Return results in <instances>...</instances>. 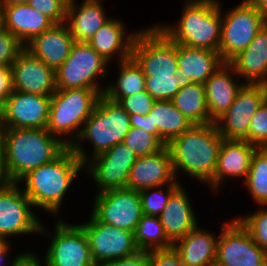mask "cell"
<instances>
[{"label": "cell", "instance_id": "obj_1", "mask_svg": "<svg viewBox=\"0 0 267 266\" xmlns=\"http://www.w3.org/2000/svg\"><path fill=\"white\" fill-rule=\"evenodd\" d=\"M80 173H84V164L68 147L54 161L29 171L17 183L36 211L45 210V214L59 219L63 218L64 199Z\"/></svg>", "mask_w": 267, "mask_h": 266}, {"label": "cell", "instance_id": "obj_2", "mask_svg": "<svg viewBox=\"0 0 267 266\" xmlns=\"http://www.w3.org/2000/svg\"><path fill=\"white\" fill-rule=\"evenodd\" d=\"M223 137L215 122L192 125L180 136L173 138L166 146L169 149L177 180L187 176L206 185L212 194V177L217 166ZM180 175V176H179Z\"/></svg>", "mask_w": 267, "mask_h": 266}, {"label": "cell", "instance_id": "obj_3", "mask_svg": "<svg viewBox=\"0 0 267 266\" xmlns=\"http://www.w3.org/2000/svg\"><path fill=\"white\" fill-rule=\"evenodd\" d=\"M0 145L12 182H18L29 171L54 161L68 148L46 129L4 128Z\"/></svg>", "mask_w": 267, "mask_h": 266}, {"label": "cell", "instance_id": "obj_4", "mask_svg": "<svg viewBox=\"0 0 267 266\" xmlns=\"http://www.w3.org/2000/svg\"><path fill=\"white\" fill-rule=\"evenodd\" d=\"M177 23L155 24L175 43L219 52L222 14L221 1L182 0Z\"/></svg>", "mask_w": 267, "mask_h": 266}, {"label": "cell", "instance_id": "obj_5", "mask_svg": "<svg viewBox=\"0 0 267 266\" xmlns=\"http://www.w3.org/2000/svg\"><path fill=\"white\" fill-rule=\"evenodd\" d=\"M130 128L129 114L117 102L102 94L78 138L69 148L85 164L117 143H122ZM86 143L93 146L91 152L86 149Z\"/></svg>", "mask_w": 267, "mask_h": 266}, {"label": "cell", "instance_id": "obj_6", "mask_svg": "<svg viewBox=\"0 0 267 266\" xmlns=\"http://www.w3.org/2000/svg\"><path fill=\"white\" fill-rule=\"evenodd\" d=\"M101 94L95 89H57L51 96L46 130L70 147L78 138Z\"/></svg>", "mask_w": 267, "mask_h": 266}, {"label": "cell", "instance_id": "obj_7", "mask_svg": "<svg viewBox=\"0 0 267 266\" xmlns=\"http://www.w3.org/2000/svg\"><path fill=\"white\" fill-rule=\"evenodd\" d=\"M110 65L88 42H75L68 58L55 71L56 89L89 88L102 95L104 80L112 73Z\"/></svg>", "mask_w": 267, "mask_h": 266}, {"label": "cell", "instance_id": "obj_8", "mask_svg": "<svg viewBox=\"0 0 267 266\" xmlns=\"http://www.w3.org/2000/svg\"><path fill=\"white\" fill-rule=\"evenodd\" d=\"M53 225L54 229L50 230L42 223L39 234L42 238L46 237L48 243L43 253L45 266H96L91 257L88 238L76 222L73 224V221L59 218L55 219Z\"/></svg>", "mask_w": 267, "mask_h": 266}, {"label": "cell", "instance_id": "obj_9", "mask_svg": "<svg viewBox=\"0 0 267 266\" xmlns=\"http://www.w3.org/2000/svg\"><path fill=\"white\" fill-rule=\"evenodd\" d=\"M222 14V31L219 53L224 62H230L244 51L258 32L267 24V16L243 0ZM226 10V11H225Z\"/></svg>", "mask_w": 267, "mask_h": 266}, {"label": "cell", "instance_id": "obj_10", "mask_svg": "<svg viewBox=\"0 0 267 266\" xmlns=\"http://www.w3.org/2000/svg\"><path fill=\"white\" fill-rule=\"evenodd\" d=\"M131 57L145 76H176L178 73L177 43L155 23L146 26L135 37Z\"/></svg>", "mask_w": 267, "mask_h": 266}, {"label": "cell", "instance_id": "obj_11", "mask_svg": "<svg viewBox=\"0 0 267 266\" xmlns=\"http://www.w3.org/2000/svg\"><path fill=\"white\" fill-rule=\"evenodd\" d=\"M35 210V211H34ZM17 182L0 190V240L39 236L43 221Z\"/></svg>", "mask_w": 267, "mask_h": 266}, {"label": "cell", "instance_id": "obj_12", "mask_svg": "<svg viewBox=\"0 0 267 266\" xmlns=\"http://www.w3.org/2000/svg\"><path fill=\"white\" fill-rule=\"evenodd\" d=\"M224 221L220 223L215 265L267 266V253L240 221L236 217Z\"/></svg>", "mask_w": 267, "mask_h": 266}, {"label": "cell", "instance_id": "obj_13", "mask_svg": "<svg viewBox=\"0 0 267 266\" xmlns=\"http://www.w3.org/2000/svg\"><path fill=\"white\" fill-rule=\"evenodd\" d=\"M88 220L77 222L88 238L91 257L96 266L132 256L139 252L133 232L104 224L92 213Z\"/></svg>", "mask_w": 267, "mask_h": 266}, {"label": "cell", "instance_id": "obj_14", "mask_svg": "<svg viewBox=\"0 0 267 266\" xmlns=\"http://www.w3.org/2000/svg\"><path fill=\"white\" fill-rule=\"evenodd\" d=\"M137 158L128 146L117 143L106 152L89 159L84 164V173L80 176L87 175V178L94 181L93 184L97 186L95 194L124 189L130 169Z\"/></svg>", "mask_w": 267, "mask_h": 266}, {"label": "cell", "instance_id": "obj_15", "mask_svg": "<svg viewBox=\"0 0 267 266\" xmlns=\"http://www.w3.org/2000/svg\"><path fill=\"white\" fill-rule=\"evenodd\" d=\"M95 195L91 213L100 222L134 232L144 215L138 191L124 188Z\"/></svg>", "mask_w": 267, "mask_h": 266}, {"label": "cell", "instance_id": "obj_16", "mask_svg": "<svg viewBox=\"0 0 267 266\" xmlns=\"http://www.w3.org/2000/svg\"><path fill=\"white\" fill-rule=\"evenodd\" d=\"M267 98V85L244 84L228 110L215 121L224 139L249 142V126L259 106Z\"/></svg>", "mask_w": 267, "mask_h": 266}, {"label": "cell", "instance_id": "obj_17", "mask_svg": "<svg viewBox=\"0 0 267 266\" xmlns=\"http://www.w3.org/2000/svg\"><path fill=\"white\" fill-rule=\"evenodd\" d=\"M51 96L14 90L3 104L4 128L46 129Z\"/></svg>", "mask_w": 267, "mask_h": 266}, {"label": "cell", "instance_id": "obj_18", "mask_svg": "<svg viewBox=\"0 0 267 266\" xmlns=\"http://www.w3.org/2000/svg\"><path fill=\"white\" fill-rule=\"evenodd\" d=\"M256 149L246 140L223 139L212 177L213 196L219 195L224 186L230 187L231 180L243 178L245 181Z\"/></svg>", "mask_w": 267, "mask_h": 266}, {"label": "cell", "instance_id": "obj_19", "mask_svg": "<svg viewBox=\"0 0 267 266\" xmlns=\"http://www.w3.org/2000/svg\"><path fill=\"white\" fill-rule=\"evenodd\" d=\"M10 67L16 91L52 96L57 90L55 70L25 48Z\"/></svg>", "mask_w": 267, "mask_h": 266}, {"label": "cell", "instance_id": "obj_20", "mask_svg": "<svg viewBox=\"0 0 267 266\" xmlns=\"http://www.w3.org/2000/svg\"><path fill=\"white\" fill-rule=\"evenodd\" d=\"M182 183L176 178L169 149L165 146L155 154L137 158L130 169L126 188L140 191L145 188Z\"/></svg>", "mask_w": 267, "mask_h": 266}, {"label": "cell", "instance_id": "obj_21", "mask_svg": "<svg viewBox=\"0 0 267 266\" xmlns=\"http://www.w3.org/2000/svg\"><path fill=\"white\" fill-rule=\"evenodd\" d=\"M125 23L111 17L91 38L88 44L109 63L127 60L140 29L127 30Z\"/></svg>", "mask_w": 267, "mask_h": 266}, {"label": "cell", "instance_id": "obj_22", "mask_svg": "<svg viewBox=\"0 0 267 266\" xmlns=\"http://www.w3.org/2000/svg\"><path fill=\"white\" fill-rule=\"evenodd\" d=\"M177 63L176 79L181 88L192 83L204 84L224 61L217 51L177 43Z\"/></svg>", "mask_w": 267, "mask_h": 266}, {"label": "cell", "instance_id": "obj_23", "mask_svg": "<svg viewBox=\"0 0 267 266\" xmlns=\"http://www.w3.org/2000/svg\"><path fill=\"white\" fill-rule=\"evenodd\" d=\"M184 184H181L170 196L167 206L160 214L159 219L168 239L174 244L193 230L200 220L196 217V210L186 192Z\"/></svg>", "mask_w": 267, "mask_h": 266}, {"label": "cell", "instance_id": "obj_24", "mask_svg": "<svg viewBox=\"0 0 267 266\" xmlns=\"http://www.w3.org/2000/svg\"><path fill=\"white\" fill-rule=\"evenodd\" d=\"M244 84L229 62H224L204 83L209 117L214 122L232 105Z\"/></svg>", "mask_w": 267, "mask_h": 266}, {"label": "cell", "instance_id": "obj_25", "mask_svg": "<svg viewBox=\"0 0 267 266\" xmlns=\"http://www.w3.org/2000/svg\"><path fill=\"white\" fill-rule=\"evenodd\" d=\"M75 40L66 23L54 24L24 47L55 71L68 58Z\"/></svg>", "mask_w": 267, "mask_h": 266}, {"label": "cell", "instance_id": "obj_26", "mask_svg": "<svg viewBox=\"0 0 267 266\" xmlns=\"http://www.w3.org/2000/svg\"><path fill=\"white\" fill-rule=\"evenodd\" d=\"M1 26L25 46L55 23L28 4L0 6Z\"/></svg>", "mask_w": 267, "mask_h": 266}, {"label": "cell", "instance_id": "obj_27", "mask_svg": "<svg viewBox=\"0 0 267 266\" xmlns=\"http://www.w3.org/2000/svg\"><path fill=\"white\" fill-rule=\"evenodd\" d=\"M103 0L69 1L66 21L75 42H89L93 35L111 18Z\"/></svg>", "mask_w": 267, "mask_h": 266}, {"label": "cell", "instance_id": "obj_28", "mask_svg": "<svg viewBox=\"0 0 267 266\" xmlns=\"http://www.w3.org/2000/svg\"><path fill=\"white\" fill-rule=\"evenodd\" d=\"M197 225L173 244L184 266H214L219 234Z\"/></svg>", "mask_w": 267, "mask_h": 266}, {"label": "cell", "instance_id": "obj_29", "mask_svg": "<svg viewBox=\"0 0 267 266\" xmlns=\"http://www.w3.org/2000/svg\"><path fill=\"white\" fill-rule=\"evenodd\" d=\"M229 63L245 84L267 85V24Z\"/></svg>", "mask_w": 267, "mask_h": 266}, {"label": "cell", "instance_id": "obj_30", "mask_svg": "<svg viewBox=\"0 0 267 266\" xmlns=\"http://www.w3.org/2000/svg\"><path fill=\"white\" fill-rule=\"evenodd\" d=\"M148 115L151 134H154L165 146L192 126L171 100H156Z\"/></svg>", "mask_w": 267, "mask_h": 266}, {"label": "cell", "instance_id": "obj_31", "mask_svg": "<svg viewBox=\"0 0 267 266\" xmlns=\"http://www.w3.org/2000/svg\"><path fill=\"white\" fill-rule=\"evenodd\" d=\"M118 73L115 80L106 83L103 95L118 102L125 96L145 91V75L137 62L130 57L127 60L116 63Z\"/></svg>", "mask_w": 267, "mask_h": 266}, {"label": "cell", "instance_id": "obj_32", "mask_svg": "<svg viewBox=\"0 0 267 266\" xmlns=\"http://www.w3.org/2000/svg\"><path fill=\"white\" fill-rule=\"evenodd\" d=\"M171 101L192 125L214 122L209 117L205 86L202 83H192L181 87Z\"/></svg>", "mask_w": 267, "mask_h": 266}, {"label": "cell", "instance_id": "obj_33", "mask_svg": "<svg viewBox=\"0 0 267 266\" xmlns=\"http://www.w3.org/2000/svg\"><path fill=\"white\" fill-rule=\"evenodd\" d=\"M133 235L138 250L142 252L169 249L173 246L164 231L159 217L143 215Z\"/></svg>", "mask_w": 267, "mask_h": 266}, {"label": "cell", "instance_id": "obj_34", "mask_svg": "<svg viewBox=\"0 0 267 266\" xmlns=\"http://www.w3.org/2000/svg\"><path fill=\"white\" fill-rule=\"evenodd\" d=\"M243 183L255 205H267V148L256 149Z\"/></svg>", "mask_w": 267, "mask_h": 266}, {"label": "cell", "instance_id": "obj_35", "mask_svg": "<svg viewBox=\"0 0 267 266\" xmlns=\"http://www.w3.org/2000/svg\"><path fill=\"white\" fill-rule=\"evenodd\" d=\"M181 184H168L166 186L145 188L139 192L142 211L144 215L159 217L167 206L172 193Z\"/></svg>", "mask_w": 267, "mask_h": 266}, {"label": "cell", "instance_id": "obj_36", "mask_svg": "<svg viewBox=\"0 0 267 266\" xmlns=\"http://www.w3.org/2000/svg\"><path fill=\"white\" fill-rule=\"evenodd\" d=\"M122 143L128 146L137 157L155 154L165 147L154 134L135 127L130 128Z\"/></svg>", "mask_w": 267, "mask_h": 266}, {"label": "cell", "instance_id": "obj_37", "mask_svg": "<svg viewBox=\"0 0 267 266\" xmlns=\"http://www.w3.org/2000/svg\"><path fill=\"white\" fill-rule=\"evenodd\" d=\"M257 207L259 208L247 215L234 217L249 231L254 242L267 253V205Z\"/></svg>", "mask_w": 267, "mask_h": 266}, {"label": "cell", "instance_id": "obj_38", "mask_svg": "<svg viewBox=\"0 0 267 266\" xmlns=\"http://www.w3.org/2000/svg\"><path fill=\"white\" fill-rule=\"evenodd\" d=\"M145 90L154 100H171L180 90L176 76H145Z\"/></svg>", "mask_w": 267, "mask_h": 266}, {"label": "cell", "instance_id": "obj_39", "mask_svg": "<svg viewBox=\"0 0 267 266\" xmlns=\"http://www.w3.org/2000/svg\"><path fill=\"white\" fill-rule=\"evenodd\" d=\"M249 143L257 148H267V98L251 119Z\"/></svg>", "mask_w": 267, "mask_h": 266}, {"label": "cell", "instance_id": "obj_40", "mask_svg": "<svg viewBox=\"0 0 267 266\" xmlns=\"http://www.w3.org/2000/svg\"><path fill=\"white\" fill-rule=\"evenodd\" d=\"M24 48L16 36L0 27V66H11Z\"/></svg>", "mask_w": 267, "mask_h": 266}, {"label": "cell", "instance_id": "obj_41", "mask_svg": "<svg viewBox=\"0 0 267 266\" xmlns=\"http://www.w3.org/2000/svg\"><path fill=\"white\" fill-rule=\"evenodd\" d=\"M29 6L45 14L55 24L65 23L67 13V0H29Z\"/></svg>", "mask_w": 267, "mask_h": 266}, {"label": "cell", "instance_id": "obj_42", "mask_svg": "<svg viewBox=\"0 0 267 266\" xmlns=\"http://www.w3.org/2000/svg\"><path fill=\"white\" fill-rule=\"evenodd\" d=\"M154 98L145 90L131 96L121 98L117 103L129 115H147L154 104Z\"/></svg>", "mask_w": 267, "mask_h": 266}, {"label": "cell", "instance_id": "obj_43", "mask_svg": "<svg viewBox=\"0 0 267 266\" xmlns=\"http://www.w3.org/2000/svg\"><path fill=\"white\" fill-rule=\"evenodd\" d=\"M149 266H184L176 250L169 249L152 250L147 252Z\"/></svg>", "mask_w": 267, "mask_h": 266}, {"label": "cell", "instance_id": "obj_44", "mask_svg": "<svg viewBox=\"0 0 267 266\" xmlns=\"http://www.w3.org/2000/svg\"><path fill=\"white\" fill-rule=\"evenodd\" d=\"M17 253L12 257L10 266H45L44 256L42 259L36 251L33 252L30 249Z\"/></svg>", "mask_w": 267, "mask_h": 266}, {"label": "cell", "instance_id": "obj_45", "mask_svg": "<svg viewBox=\"0 0 267 266\" xmlns=\"http://www.w3.org/2000/svg\"><path fill=\"white\" fill-rule=\"evenodd\" d=\"M13 78L10 66H0V104H4L5 100L12 94Z\"/></svg>", "mask_w": 267, "mask_h": 266}, {"label": "cell", "instance_id": "obj_46", "mask_svg": "<svg viewBox=\"0 0 267 266\" xmlns=\"http://www.w3.org/2000/svg\"><path fill=\"white\" fill-rule=\"evenodd\" d=\"M101 266H149L148 254L147 252L139 251L132 256L113 260Z\"/></svg>", "mask_w": 267, "mask_h": 266}, {"label": "cell", "instance_id": "obj_47", "mask_svg": "<svg viewBox=\"0 0 267 266\" xmlns=\"http://www.w3.org/2000/svg\"><path fill=\"white\" fill-rule=\"evenodd\" d=\"M129 117L131 127L141 128L151 133V122L148 114L145 116L134 114L129 115Z\"/></svg>", "mask_w": 267, "mask_h": 266}, {"label": "cell", "instance_id": "obj_48", "mask_svg": "<svg viewBox=\"0 0 267 266\" xmlns=\"http://www.w3.org/2000/svg\"><path fill=\"white\" fill-rule=\"evenodd\" d=\"M13 242H9L6 240H0V266H10L12 258H11V252L13 250V247L11 244ZM9 257V258H8ZM11 258V259H10Z\"/></svg>", "mask_w": 267, "mask_h": 266}, {"label": "cell", "instance_id": "obj_49", "mask_svg": "<svg viewBox=\"0 0 267 266\" xmlns=\"http://www.w3.org/2000/svg\"><path fill=\"white\" fill-rule=\"evenodd\" d=\"M12 181L6 171L3 150L0 145V190L11 184Z\"/></svg>", "mask_w": 267, "mask_h": 266}, {"label": "cell", "instance_id": "obj_50", "mask_svg": "<svg viewBox=\"0 0 267 266\" xmlns=\"http://www.w3.org/2000/svg\"><path fill=\"white\" fill-rule=\"evenodd\" d=\"M252 6H255L258 10L262 11L267 16V0H243Z\"/></svg>", "mask_w": 267, "mask_h": 266}, {"label": "cell", "instance_id": "obj_51", "mask_svg": "<svg viewBox=\"0 0 267 266\" xmlns=\"http://www.w3.org/2000/svg\"><path fill=\"white\" fill-rule=\"evenodd\" d=\"M29 0H0V6L27 4Z\"/></svg>", "mask_w": 267, "mask_h": 266}, {"label": "cell", "instance_id": "obj_52", "mask_svg": "<svg viewBox=\"0 0 267 266\" xmlns=\"http://www.w3.org/2000/svg\"><path fill=\"white\" fill-rule=\"evenodd\" d=\"M4 129V124H3V105L0 104V136H1V133Z\"/></svg>", "mask_w": 267, "mask_h": 266}]
</instances>
